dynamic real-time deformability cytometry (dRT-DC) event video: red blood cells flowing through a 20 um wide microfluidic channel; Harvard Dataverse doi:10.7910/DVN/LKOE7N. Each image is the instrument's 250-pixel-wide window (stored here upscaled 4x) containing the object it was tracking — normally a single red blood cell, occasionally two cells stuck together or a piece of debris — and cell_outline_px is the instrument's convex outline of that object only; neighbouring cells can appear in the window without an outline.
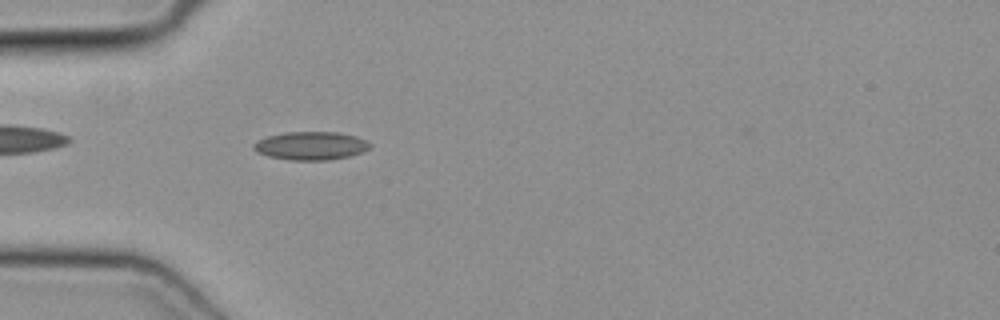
{"species": "common noctule bat (a hibernating species)", "species_latin": "Nyctalus noctula", "temperature_condition": "cold", "stored_images_in_passage": 49, "camera_frame_rate_fps": 3000, "um_per_image_px": 0.085, "animal": {"sex": "female", "body_mass_g": 19.3, "forearm_length_mm": 54.1}, "frame": {"image": 1, "passage_image": 15, "time_ms": 4.667, "image_size_px": [1000, 320], "cell_outline_px": [[372, 148], [348, 156], [328, 160], [292, 160], [268, 156], [256, 152], [252, 148], [252, 144], [268, 136], [284, 132], [336, 132], [356, 136], [372, 144]], "centroid_in_image_um": [26.41, 12.39], "position_along_channel_um": 58.6, "area_um2": 19.07}}
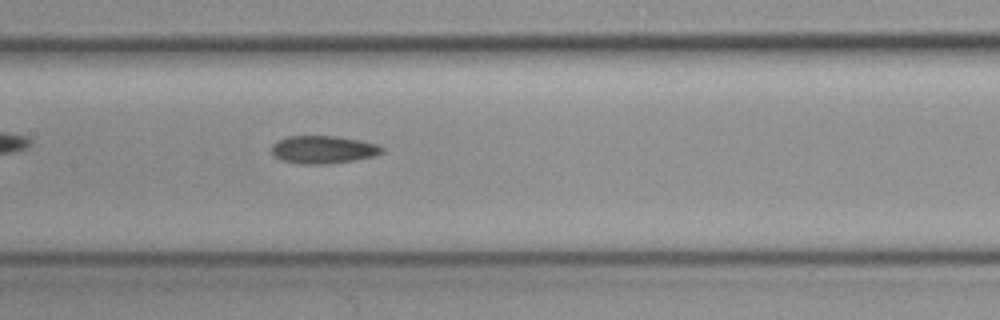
{"frame": {"image": 2, "passage_image": 24, "time_ms": 7.667, "image_size_px": [1000, 320], "cell_outline_px": [[384, 152], [372, 156], [356, 160], [328, 164], [300, 164], [280, 160], [272, 156], [272, 144], [288, 136], [340, 136], [380, 144], [384, 148]], "centroid_in_image_um": [27.49, 12.72], "position_along_channel_um": 179.9, "area_um2": 18.15}}
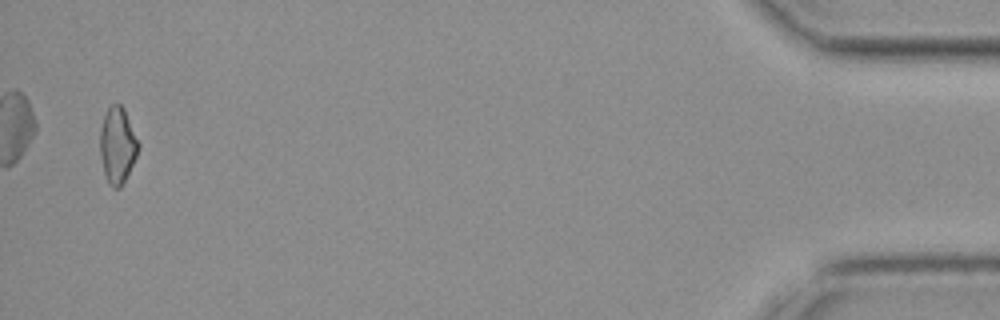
{"frame": {"image": 3, "passage_image": 48, "time_ms": 15.667, "image_size_px": [1000, 320], "cell_outline_px": [[140, 148], [120, 188], [112, 188], [108, 184], [104, 172], [100, 156], [100, 128], [104, 116], [108, 108], [112, 104], [120, 104], [124, 108], [140, 144]], "centroid_in_image_um": [9.98, 12.34], "position_along_channel_um": 425.2, "area_um2": 16.94}}